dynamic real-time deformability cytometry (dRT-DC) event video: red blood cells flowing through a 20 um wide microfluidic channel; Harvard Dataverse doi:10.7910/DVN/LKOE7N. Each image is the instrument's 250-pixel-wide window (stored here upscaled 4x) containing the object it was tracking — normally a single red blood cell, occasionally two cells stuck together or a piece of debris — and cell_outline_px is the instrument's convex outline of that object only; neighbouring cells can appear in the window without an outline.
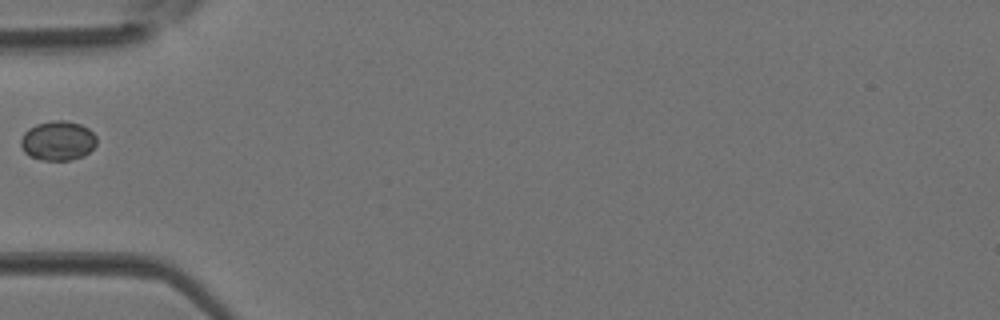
{"species": "Egyptian fruit bat (a non-hibernating species)", "species_latin": "Rousettus aegyptiacus", "temperature_condition": "room temperature", "stored_images_in_passage": 1, "camera_frame_rate_fps": 3000, "um_per_image_px": 0.085, "animal": {"sex": "female"}, "frame": {"image": 1, "passage_image": 1, "time_ms": 0.0, "image_size_px": [1000, 320], "cell_outline_px": [[96, 144], [84, 156], [72, 160], [44, 160], [28, 156], [24, 152], [20, 144], [20, 140], [24, 132], [28, 128], [36, 124], [52, 120], [64, 120], [80, 124], [88, 128], [96, 136]], "centroid_in_image_um": [4.9, 11.96], "position_along_channel_um": 80.1, "area_um2": 17.57}}